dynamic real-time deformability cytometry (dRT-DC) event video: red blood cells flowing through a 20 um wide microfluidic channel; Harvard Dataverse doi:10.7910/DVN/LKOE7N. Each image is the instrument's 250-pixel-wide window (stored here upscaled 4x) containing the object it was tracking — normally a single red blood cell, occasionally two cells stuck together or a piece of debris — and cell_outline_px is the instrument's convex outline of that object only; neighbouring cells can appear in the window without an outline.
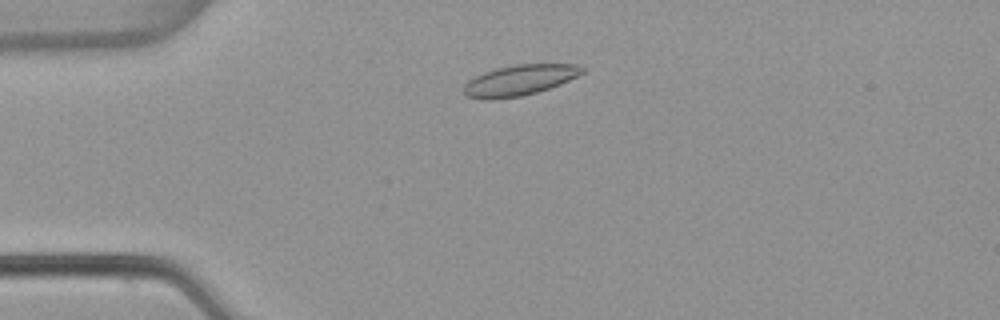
{"species": "common noctule bat (a hibernating species)", "species_latin": "Nyctalus noctula", "temperature_condition": "warm", "stored_images_in_passage": 49, "camera_frame_rate_fps": 3000, "um_per_image_px": 0.085, "animal": {"sex": "female", "body_mass_g": 22.7, "forearm_length_mm": 54.2}, "frame": {"image": 1, "passage_image": 8, "time_ms": 2.333, "image_size_px": [1000, 320], "cell_outline_px": [[584, 72], [560, 84], [536, 92], [520, 96], [492, 100], [480, 100], [464, 96], [464, 84], [468, 80], [484, 72], [496, 68], [516, 64], [580, 64], [584, 68]], "centroid_in_image_um": [44.11, 6.82], "position_along_channel_um": 40.9, "area_um2": 21.21}}
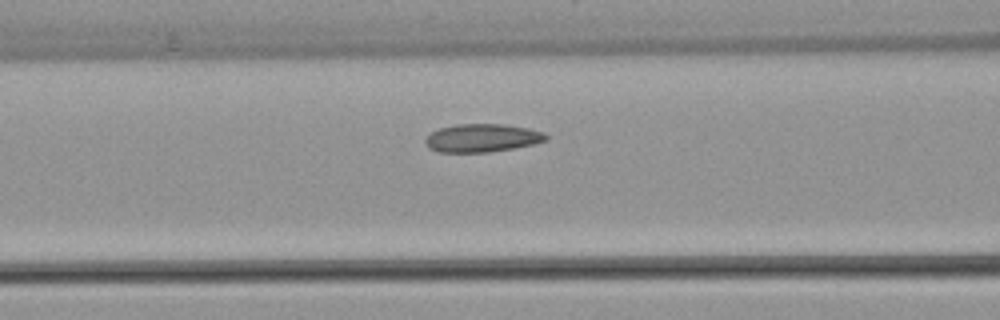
{"frame": {"image": 2, "passage_image": 17, "time_ms": 5.333, "image_size_px": [1000, 320], "cell_outline_px": [[548, 140], [536, 144], [488, 152], [440, 152], [428, 148], [424, 140], [432, 132], [440, 128], [456, 124], [500, 124], [528, 128], [544, 132], [548, 136]], "centroid_in_image_um": [41.0, 11.73], "position_along_channel_um": 125.6, "area_um2": 19.77}}
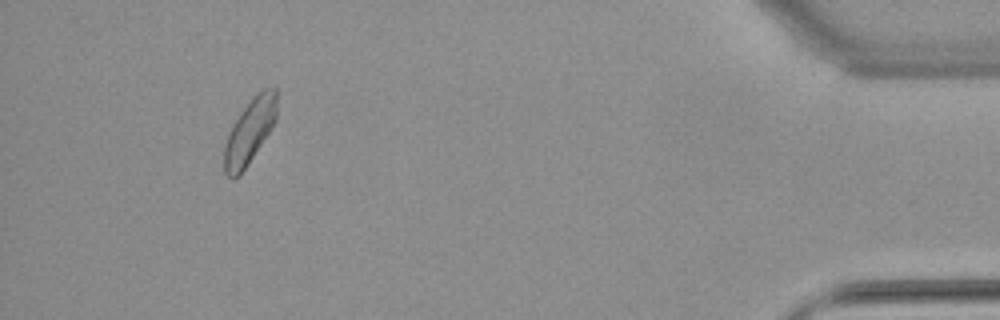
{"frame": {"image": 3, "passage_image": 45, "time_ms": 14.667, "image_size_px": [1000, 320], "cell_outline_px": [[276, 120], [272, 128], [240, 176], [232, 180], [224, 172], [224, 144], [228, 132], [232, 124], [240, 112], [252, 96], [260, 88], [276, 84]], "centroid_in_image_um": [21.22, 11.12], "position_along_channel_um": 414.0, "area_um2": 20.4}, "authors_computed_cell_mechanics": {"area_um2": 19.9988, "velocity_mm_per_s": 3.7865, "shape_relaxation_time_tau1_ms": 8.4501, "shape_relaxation_time_tau2_ms": 4.3752, "deformation_change_tau1": 0.1357, "deformation_change_tau2": 0.088}}